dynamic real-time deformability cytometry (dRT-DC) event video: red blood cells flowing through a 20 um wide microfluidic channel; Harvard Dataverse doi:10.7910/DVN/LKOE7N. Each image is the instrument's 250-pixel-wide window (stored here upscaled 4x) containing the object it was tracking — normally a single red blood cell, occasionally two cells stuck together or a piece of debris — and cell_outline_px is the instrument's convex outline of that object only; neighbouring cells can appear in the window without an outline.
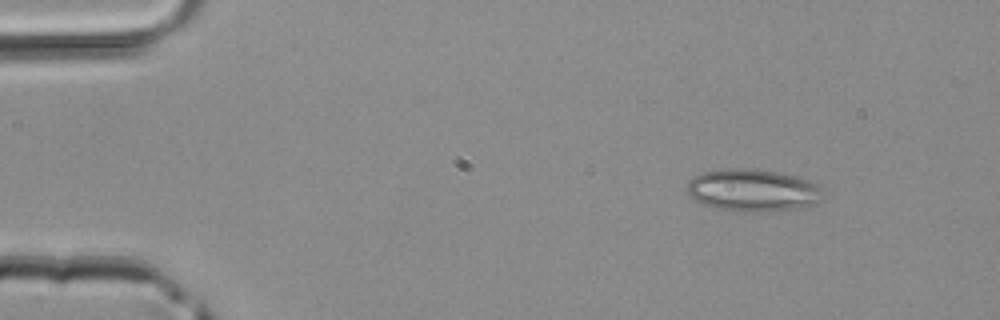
{"species": "common noctule bat (a hibernating species)", "species_latin": "Nyctalus noctula", "temperature_condition": "room temperature", "stored_images_in_passage": 3, "camera_frame_rate_fps": 3000, "um_per_image_px": 0.085, "animal": {"sex": "male", "body_mass_g": 20.4}, "frame": {"image": 1, "passage_image": 1, "time_ms": 0.0, "image_size_px": [1000, 320], "cell_outline_px": [[824, 200], [816, 204], [800, 208], [764, 212], [756, 212], [720, 208], [704, 204], [696, 200], [688, 192], [688, 180], [692, 176], [704, 172], [724, 168], [748, 168], [776, 172], [796, 176], [808, 180], [816, 184], [820, 188]], "centroid_in_image_um": [64.03, 16.16], "position_along_channel_um": 21.0, "area_um2": 33.41}}